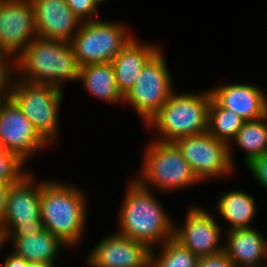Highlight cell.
Returning <instances> with one entry per match:
<instances>
[{
    "mask_svg": "<svg viewBox=\"0 0 267 267\" xmlns=\"http://www.w3.org/2000/svg\"><path fill=\"white\" fill-rule=\"evenodd\" d=\"M73 13L81 22L100 19L94 16L98 15V6L93 0H65Z\"/></svg>",
    "mask_w": 267,
    "mask_h": 267,
    "instance_id": "cell-27",
    "label": "cell"
},
{
    "mask_svg": "<svg viewBox=\"0 0 267 267\" xmlns=\"http://www.w3.org/2000/svg\"><path fill=\"white\" fill-rule=\"evenodd\" d=\"M244 120L231 110L219 106L212 98L209 106L208 132L228 145L241 129Z\"/></svg>",
    "mask_w": 267,
    "mask_h": 267,
    "instance_id": "cell-23",
    "label": "cell"
},
{
    "mask_svg": "<svg viewBox=\"0 0 267 267\" xmlns=\"http://www.w3.org/2000/svg\"><path fill=\"white\" fill-rule=\"evenodd\" d=\"M33 175L30 171L10 188L2 225L5 235L34 236L44 229L41 220V183Z\"/></svg>",
    "mask_w": 267,
    "mask_h": 267,
    "instance_id": "cell-9",
    "label": "cell"
},
{
    "mask_svg": "<svg viewBox=\"0 0 267 267\" xmlns=\"http://www.w3.org/2000/svg\"><path fill=\"white\" fill-rule=\"evenodd\" d=\"M174 143L200 182L212 177H227L235 170L229 156V145L208 131L180 138Z\"/></svg>",
    "mask_w": 267,
    "mask_h": 267,
    "instance_id": "cell-10",
    "label": "cell"
},
{
    "mask_svg": "<svg viewBox=\"0 0 267 267\" xmlns=\"http://www.w3.org/2000/svg\"><path fill=\"white\" fill-rule=\"evenodd\" d=\"M78 81L99 100L119 104L124 96L119 91L112 63L90 64L80 68Z\"/></svg>",
    "mask_w": 267,
    "mask_h": 267,
    "instance_id": "cell-20",
    "label": "cell"
},
{
    "mask_svg": "<svg viewBox=\"0 0 267 267\" xmlns=\"http://www.w3.org/2000/svg\"><path fill=\"white\" fill-rule=\"evenodd\" d=\"M80 68L70 42L38 37L14 60L17 79L60 89L67 80L78 81Z\"/></svg>",
    "mask_w": 267,
    "mask_h": 267,
    "instance_id": "cell-3",
    "label": "cell"
},
{
    "mask_svg": "<svg viewBox=\"0 0 267 267\" xmlns=\"http://www.w3.org/2000/svg\"><path fill=\"white\" fill-rule=\"evenodd\" d=\"M119 213L116 233L147 244L151 249L174 237V222L151 189L130 181Z\"/></svg>",
    "mask_w": 267,
    "mask_h": 267,
    "instance_id": "cell-1",
    "label": "cell"
},
{
    "mask_svg": "<svg viewBox=\"0 0 267 267\" xmlns=\"http://www.w3.org/2000/svg\"><path fill=\"white\" fill-rule=\"evenodd\" d=\"M224 233L227 238L223 251L236 267H266L267 240L256 228H239Z\"/></svg>",
    "mask_w": 267,
    "mask_h": 267,
    "instance_id": "cell-17",
    "label": "cell"
},
{
    "mask_svg": "<svg viewBox=\"0 0 267 267\" xmlns=\"http://www.w3.org/2000/svg\"><path fill=\"white\" fill-rule=\"evenodd\" d=\"M6 242L13 244L16 256L22 257L27 262H44L55 264L63 244L56 236L43 229L40 233L30 235H6Z\"/></svg>",
    "mask_w": 267,
    "mask_h": 267,
    "instance_id": "cell-19",
    "label": "cell"
},
{
    "mask_svg": "<svg viewBox=\"0 0 267 267\" xmlns=\"http://www.w3.org/2000/svg\"><path fill=\"white\" fill-rule=\"evenodd\" d=\"M146 267H152L151 263H149Z\"/></svg>",
    "mask_w": 267,
    "mask_h": 267,
    "instance_id": "cell-36",
    "label": "cell"
},
{
    "mask_svg": "<svg viewBox=\"0 0 267 267\" xmlns=\"http://www.w3.org/2000/svg\"><path fill=\"white\" fill-rule=\"evenodd\" d=\"M165 52L160 48L143 66L134 86L124 96L146 126L174 91Z\"/></svg>",
    "mask_w": 267,
    "mask_h": 267,
    "instance_id": "cell-8",
    "label": "cell"
},
{
    "mask_svg": "<svg viewBox=\"0 0 267 267\" xmlns=\"http://www.w3.org/2000/svg\"><path fill=\"white\" fill-rule=\"evenodd\" d=\"M210 103L209 89L201 93H177L175 90L145 127L155 129L156 140L162 142H175L207 132Z\"/></svg>",
    "mask_w": 267,
    "mask_h": 267,
    "instance_id": "cell-4",
    "label": "cell"
},
{
    "mask_svg": "<svg viewBox=\"0 0 267 267\" xmlns=\"http://www.w3.org/2000/svg\"><path fill=\"white\" fill-rule=\"evenodd\" d=\"M97 6L100 5V3H103L104 1L106 2L107 0H93Z\"/></svg>",
    "mask_w": 267,
    "mask_h": 267,
    "instance_id": "cell-34",
    "label": "cell"
},
{
    "mask_svg": "<svg viewBox=\"0 0 267 267\" xmlns=\"http://www.w3.org/2000/svg\"><path fill=\"white\" fill-rule=\"evenodd\" d=\"M161 251L157 255L152 248L150 263L152 267H197L199 257L184 247L174 237L160 245Z\"/></svg>",
    "mask_w": 267,
    "mask_h": 267,
    "instance_id": "cell-24",
    "label": "cell"
},
{
    "mask_svg": "<svg viewBox=\"0 0 267 267\" xmlns=\"http://www.w3.org/2000/svg\"><path fill=\"white\" fill-rule=\"evenodd\" d=\"M160 49L159 45L142 43L135 37L111 62L119 91L125 96L134 86L143 66Z\"/></svg>",
    "mask_w": 267,
    "mask_h": 267,
    "instance_id": "cell-18",
    "label": "cell"
},
{
    "mask_svg": "<svg viewBox=\"0 0 267 267\" xmlns=\"http://www.w3.org/2000/svg\"><path fill=\"white\" fill-rule=\"evenodd\" d=\"M256 181L267 190V152L246 166Z\"/></svg>",
    "mask_w": 267,
    "mask_h": 267,
    "instance_id": "cell-28",
    "label": "cell"
},
{
    "mask_svg": "<svg viewBox=\"0 0 267 267\" xmlns=\"http://www.w3.org/2000/svg\"><path fill=\"white\" fill-rule=\"evenodd\" d=\"M255 198L242 190H232L223 193L215 207L224 220L229 223L228 230L252 227L256 215Z\"/></svg>",
    "mask_w": 267,
    "mask_h": 267,
    "instance_id": "cell-21",
    "label": "cell"
},
{
    "mask_svg": "<svg viewBox=\"0 0 267 267\" xmlns=\"http://www.w3.org/2000/svg\"><path fill=\"white\" fill-rule=\"evenodd\" d=\"M211 98L221 107L231 110L244 121H254L267 115V95L251 84H227L210 90Z\"/></svg>",
    "mask_w": 267,
    "mask_h": 267,
    "instance_id": "cell-16",
    "label": "cell"
},
{
    "mask_svg": "<svg viewBox=\"0 0 267 267\" xmlns=\"http://www.w3.org/2000/svg\"><path fill=\"white\" fill-rule=\"evenodd\" d=\"M99 241L87 256L90 267H146L150 263L152 249L143 242L116 232Z\"/></svg>",
    "mask_w": 267,
    "mask_h": 267,
    "instance_id": "cell-14",
    "label": "cell"
},
{
    "mask_svg": "<svg viewBox=\"0 0 267 267\" xmlns=\"http://www.w3.org/2000/svg\"><path fill=\"white\" fill-rule=\"evenodd\" d=\"M187 210L184 225L174 224V238L197 257L222 252L224 245L219 241L223 233L214 216L196 205Z\"/></svg>",
    "mask_w": 267,
    "mask_h": 267,
    "instance_id": "cell-13",
    "label": "cell"
},
{
    "mask_svg": "<svg viewBox=\"0 0 267 267\" xmlns=\"http://www.w3.org/2000/svg\"><path fill=\"white\" fill-rule=\"evenodd\" d=\"M26 162L14 152L2 151L0 153V184H17L30 170L24 167ZM24 166V167H23Z\"/></svg>",
    "mask_w": 267,
    "mask_h": 267,
    "instance_id": "cell-25",
    "label": "cell"
},
{
    "mask_svg": "<svg viewBox=\"0 0 267 267\" xmlns=\"http://www.w3.org/2000/svg\"><path fill=\"white\" fill-rule=\"evenodd\" d=\"M12 185L14 184H0V230H2L8 193Z\"/></svg>",
    "mask_w": 267,
    "mask_h": 267,
    "instance_id": "cell-30",
    "label": "cell"
},
{
    "mask_svg": "<svg viewBox=\"0 0 267 267\" xmlns=\"http://www.w3.org/2000/svg\"><path fill=\"white\" fill-rule=\"evenodd\" d=\"M9 58L0 53V100L9 97L11 83L15 76L14 59Z\"/></svg>",
    "mask_w": 267,
    "mask_h": 267,
    "instance_id": "cell-26",
    "label": "cell"
},
{
    "mask_svg": "<svg viewBox=\"0 0 267 267\" xmlns=\"http://www.w3.org/2000/svg\"><path fill=\"white\" fill-rule=\"evenodd\" d=\"M63 90L52 85L17 79L11 83L9 97L29 119L39 135L53 145L59 138V112Z\"/></svg>",
    "mask_w": 267,
    "mask_h": 267,
    "instance_id": "cell-6",
    "label": "cell"
},
{
    "mask_svg": "<svg viewBox=\"0 0 267 267\" xmlns=\"http://www.w3.org/2000/svg\"><path fill=\"white\" fill-rule=\"evenodd\" d=\"M0 142L3 150L14 152L26 163L50 147L10 97L0 100Z\"/></svg>",
    "mask_w": 267,
    "mask_h": 267,
    "instance_id": "cell-12",
    "label": "cell"
},
{
    "mask_svg": "<svg viewBox=\"0 0 267 267\" xmlns=\"http://www.w3.org/2000/svg\"><path fill=\"white\" fill-rule=\"evenodd\" d=\"M35 38L31 0H0V53L15 60Z\"/></svg>",
    "mask_w": 267,
    "mask_h": 267,
    "instance_id": "cell-11",
    "label": "cell"
},
{
    "mask_svg": "<svg viewBox=\"0 0 267 267\" xmlns=\"http://www.w3.org/2000/svg\"><path fill=\"white\" fill-rule=\"evenodd\" d=\"M2 151H4V150H3V147H2L1 142H0V153H1Z\"/></svg>",
    "mask_w": 267,
    "mask_h": 267,
    "instance_id": "cell-35",
    "label": "cell"
},
{
    "mask_svg": "<svg viewBox=\"0 0 267 267\" xmlns=\"http://www.w3.org/2000/svg\"><path fill=\"white\" fill-rule=\"evenodd\" d=\"M144 155L135 179L147 189L169 192L200 182L174 142L154 139L144 149Z\"/></svg>",
    "mask_w": 267,
    "mask_h": 267,
    "instance_id": "cell-5",
    "label": "cell"
},
{
    "mask_svg": "<svg viewBox=\"0 0 267 267\" xmlns=\"http://www.w3.org/2000/svg\"><path fill=\"white\" fill-rule=\"evenodd\" d=\"M197 267H236L225 254L224 251L210 255L199 257Z\"/></svg>",
    "mask_w": 267,
    "mask_h": 267,
    "instance_id": "cell-29",
    "label": "cell"
},
{
    "mask_svg": "<svg viewBox=\"0 0 267 267\" xmlns=\"http://www.w3.org/2000/svg\"><path fill=\"white\" fill-rule=\"evenodd\" d=\"M56 264H48L44 262H28L27 267H56Z\"/></svg>",
    "mask_w": 267,
    "mask_h": 267,
    "instance_id": "cell-32",
    "label": "cell"
},
{
    "mask_svg": "<svg viewBox=\"0 0 267 267\" xmlns=\"http://www.w3.org/2000/svg\"><path fill=\"white\" fill-rule=\"evenodd\" d=\"M37 37L70 42L82 22L65 0H31Z\"/></svg>",
    "mask_w": 267,
    "mask_h": 267,
    "instance_id": "cell-15",
    "label": "cell"
},
{
    "mask_svg": "<svg viewBox=\"0 0 267 267\" xmlns=\"http://www.w3.org/2000/svg\"><path fill=\"white\" fill-rule=\"evenodd\" d=\"M133 38L123 22L96 19L82 22L70 44L80 67H83L111 63Z\"/></svg>",
    "mask_w": 267,
    "mask_h": 267,
    "instance_id": "cell-7",
    "label": "cell"
},
{
    "mask_svg": "<svg viewBox=\"0 0 267 267\" xmlns=\"http://www.w3.org/2000/svg\"><path fill=\"white\" fill-rule=\"evenodd\" d=\"M87 203L85 193L75 185L58 180L41 182L43 228L67 248L77 247L86 231Z\"/></svg>",
    "mask_w": 267,
    "mask_h": 267,
    "instance_id": "cell-2",
    "label": "cell"
},
{
    "mask_svg": "<svg viewBox=\"0 0 267 267\" xmlns=\"http://www.w3.org/2000/svg\"><path fill=\"white\" fill-rule=\"evenodd\" d=\"M3 267H27L28 262L22 257L16 256L14 253L7 255L6 259L3 260Z\"/></svg>",
    "mask_w": 267,
    "mask_h": 267,
    "instance_id": "cell-31",
    "label": "cell"
},
{
    "mask_svg": "<svg viewBox=\"0 0 267 267\" xmlns=\"http://www.w3.org/2000/svg\"><path fill=\"white\" fill-rule=\"evenodd\" d=\"M5 243H6V235L2 230H0V250L3 249L2 247L4 246Z\"/></svg>",
    "mask_w": 267,
    "mask_h": 267,
    "instance_id": "cell-33",
    "label": "cell"
},
{
    "mask_svg": "<svg viewBox=\"0 0 267 267\" xmlns=\"http://www.w3.org/2000/svg\"><path fill=\"white\" fill-rule=\"evenodd\" d=\"M232 143L244 151V163L248 166L255 158L267 152V115L254 121H244L241 129L229 144V156L235 166L232 156Z\"/></svg>",
    "mask_w": 267,
    "mask_h": 267,
    "instance_id": "cell-22",
    "label": "cell"
}]
</instances>
